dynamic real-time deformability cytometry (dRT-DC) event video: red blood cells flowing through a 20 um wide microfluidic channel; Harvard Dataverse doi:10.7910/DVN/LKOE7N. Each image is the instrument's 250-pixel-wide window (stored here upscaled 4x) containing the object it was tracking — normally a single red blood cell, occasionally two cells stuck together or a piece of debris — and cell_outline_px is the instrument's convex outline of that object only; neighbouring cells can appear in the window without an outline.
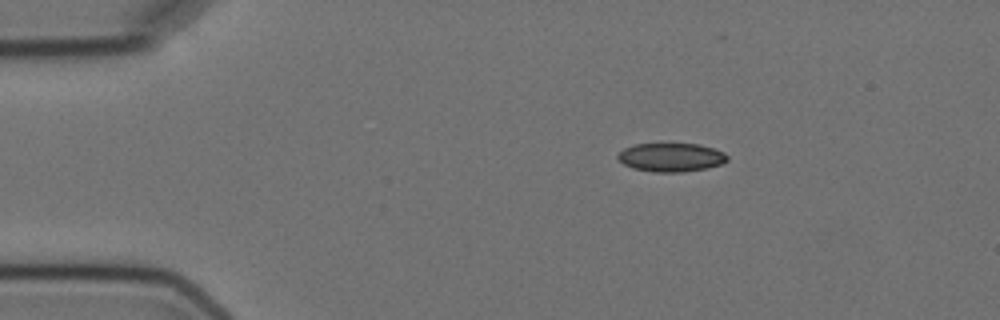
{"species": "Egyptian fruit bat (a non-hibernating species)", "species_latin": "Rousettus aegyptiacus", "temperature_condition": "cold", "stored_images_in_passage": 4, "camera_frame_rate_fps": 3000, "um_per_image_px": 0.085, "animal": {"sex": "female"}, "frame": {"image": 1, "passage_image": 2, "time_ms": 1.0, "image_size_px": [1000, 320], "cell_outline_px": [[728, 160], [720, 164], [708, 168], [680, 172], [652, 172], [632, 168], [624, 164], [616, 156], [624, 148], [636, 144], [700, 144], [724, 152], [728, 156]], "centroid_in_image_um": [57.05, 13.38], "position_along_channel_um": 28.0, "area_um2": 18.21}}